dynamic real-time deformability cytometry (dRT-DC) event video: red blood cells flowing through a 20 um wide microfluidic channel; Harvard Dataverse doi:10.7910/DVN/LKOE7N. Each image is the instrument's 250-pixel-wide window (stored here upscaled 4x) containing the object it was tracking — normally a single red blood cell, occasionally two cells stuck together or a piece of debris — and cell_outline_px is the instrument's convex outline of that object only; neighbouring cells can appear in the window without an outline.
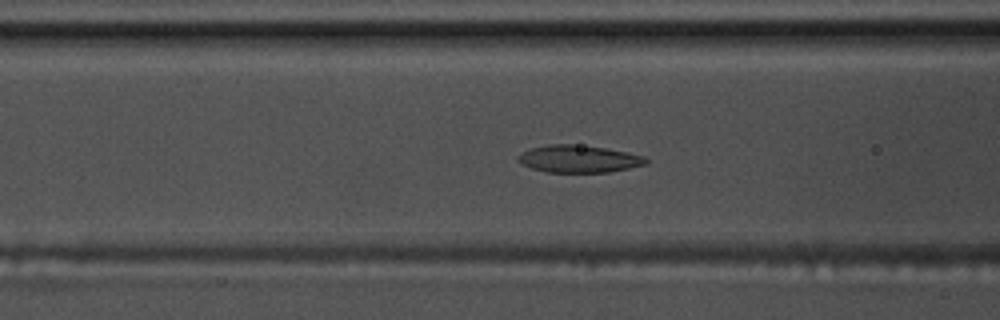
{"species": "common noctule bat (a hibernating species)", "species_latin": "Nyctalus noctula", "temperature_condition": "warm", "stored_images_in_passage": 40, "camera_frame_rate_fps": 3000, "um_per_image_px": 0.085, "animal": {"sex": "male", "body_mass_g": 17.5, "forearm_length_mm": 52.3}, "frame": {"image": 1, "passage_image": 5, "time_ms": 1.333, "image_size_px": [1000, 320], "cell_outline_px": [[648, 164], [608, 172], [548, 172], [532, 168], [516, 160], [516, 156], [528, 148], [548, 144], [572, 144], [604, 148], [628, 152], [644, 156], [648, 160]], "centroid_in_image_um": [49.17, 13.5], "position_along_channel_um": 117.4, "area_um2": 20.35}}
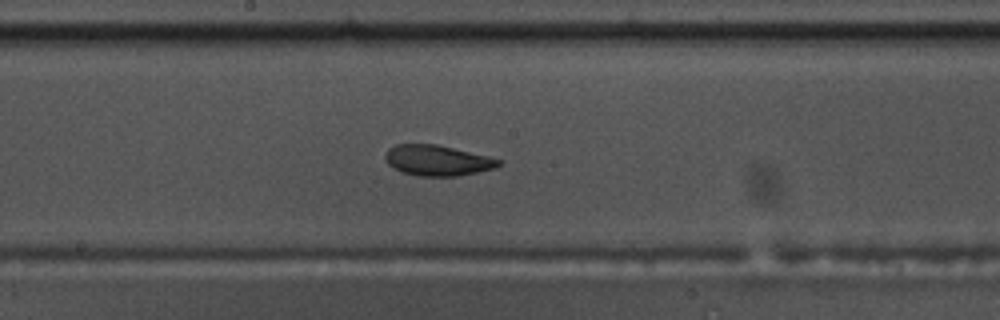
{"frame": {"image": 2, "passage_image": 13, "time_ms": 4.0, "image_size_px": [1000, 320], "cell_outline_px": [[504, 160], [500, 164], [492, 168], [476, 172], [456, 176], [416, 176], [404, 172], [388, 164], [384, 160], [384, 156], [388, 148], [396, 144], [436, 144], [488, 156]], "centroid_in_image_um": [37.15, 13.62], "position_along_channel_um": 211.1, "area_um2": 20.06}}
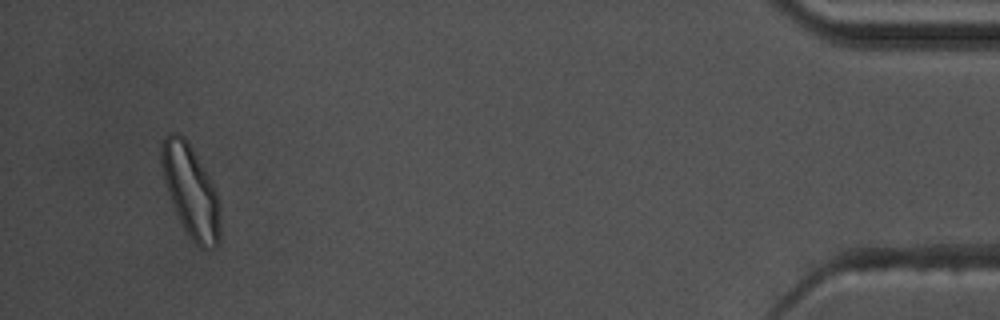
{"frame": {"image": 3, "passage_image": 37, "time_ms": 12.0, "image_size_px": [1000, 320], "cell_outline_px": [[220, 240], [212, 248], [200, 248], [188, 236], [176, 212], [168, 192], [164, 180], [160, 164], [160, 144], [164, 136], [168, 132], [176, 132], [184, 136], [192, 148], [216, 188], [220, 232]], "centroid_in_image_um": [16.18, 16.18], "position_along_channel_um": 419.0, "area_um2": 31.33}, "authors_computed_cell_mechanics": {"area_um2": 20.5479, "velocity_mm_per_s": 3.5258, "shape_relaxation_time_tau1_ms": 3.5205, "shape_relaxation_time_tau2_ms": 2.1537, "deformation_change_tau1": 0.1404, "deformation_change_tau2": 0.0882}}